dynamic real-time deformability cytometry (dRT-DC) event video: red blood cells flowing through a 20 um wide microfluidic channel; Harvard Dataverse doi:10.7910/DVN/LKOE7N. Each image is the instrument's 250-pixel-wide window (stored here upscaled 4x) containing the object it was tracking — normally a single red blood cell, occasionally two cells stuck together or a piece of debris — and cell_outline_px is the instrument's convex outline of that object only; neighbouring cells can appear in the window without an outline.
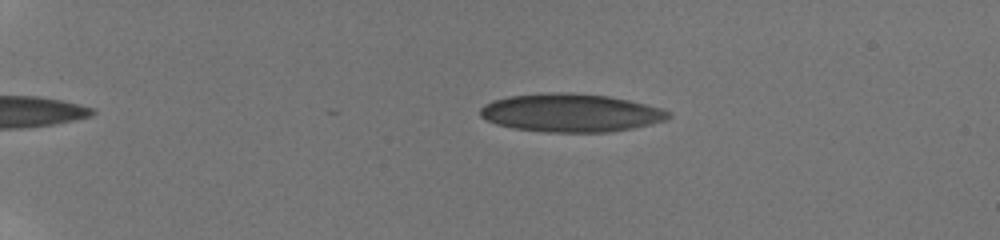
{"species": "human", "species_latin": "Homo sapiens", "temperature_condition": "room temperature", "stored_images_in_passage": 24, "camera_frame_rate_fps": 3000, "um_per_image_px": 0.085, "donor": {"sex": "male"}, "frame": {"image": 1, "passage_image": 1, "time_ms": 0.0, "image_size_px": [1000, 240], "cell_outline_px": [[672, 116], [664, 120], [632, 128], [608, 132], [544, 132], [512, 128], [496, 124], [480, 116], [480, 108], [484, 104], [492, 100], [508, 96], [552, 92], [572, 92], [608, 96], [628, 100], [660, 108], [672, 112]], "centroid_in_image_um": [48.48, 9.58], "position_along_channel_um": 36.5, "area_um2": 41.91}}